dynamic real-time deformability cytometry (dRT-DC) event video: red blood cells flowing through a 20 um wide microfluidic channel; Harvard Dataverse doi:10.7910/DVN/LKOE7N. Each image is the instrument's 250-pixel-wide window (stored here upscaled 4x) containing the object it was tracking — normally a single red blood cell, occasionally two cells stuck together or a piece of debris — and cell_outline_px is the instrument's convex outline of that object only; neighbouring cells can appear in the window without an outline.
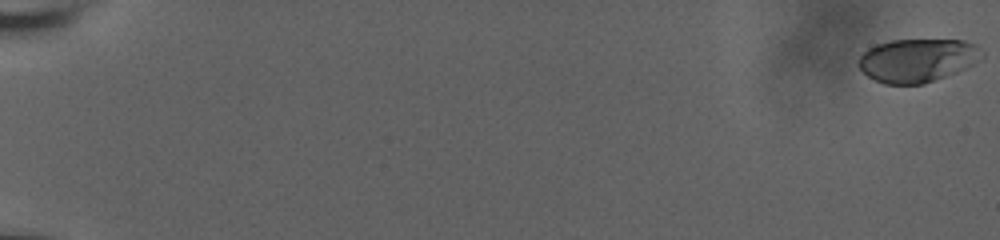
{"species": "human", "species_latin": "Homo sapiens", "temperature_condition": "room temperature", "stored_images_in_passage": 60, "camera_frame_rate_fps": 3000, "um_per_image_px": 0.085, "donor": {"sex": "male"}, "frame": {"image": 1, "passage_image": 1, "time_ms": 0.0, "image_size_px": [1000, 240], "cell_outline_px": [[984, 56], [972, 64], [956, 72], [924, 84], [884, 84], [868, 76], [856, 64], [856, 60], [868, 48], [876, 44], [892, 40], [964, 40], [972, 44], [984, 52]], "centroid_in_image_um": [77.94, 5.12], "position_along_channel_um": 7.1, "area_um2": 31.1}}
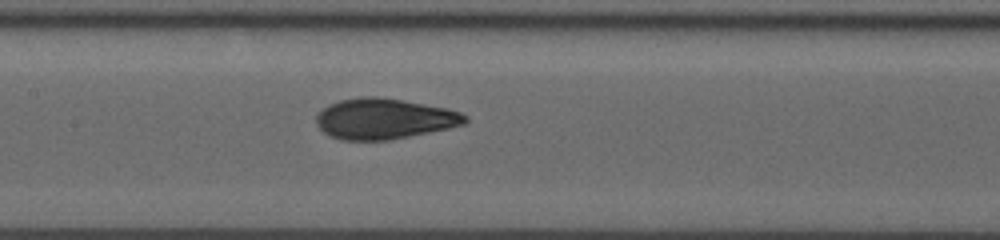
{"frame": {"image": 2, "passage_image": 33, "time_ms": 10.667, "image_size_px": [1000, 240], "cell_outline_px": [[468, 120], [464, 124], [448, 128], [388, 140], [344, 140], [332, 136], [324, 132], [316, 124], [316, 116], [328, 104], [340, 100], [360, 96], [376, 96], [448, 108], [460, 112], [468, 116]], "centroid_in_image_um": [32.65, 10.08], "position_along_channel_um": 174.7, "area_um2": 34.97}}
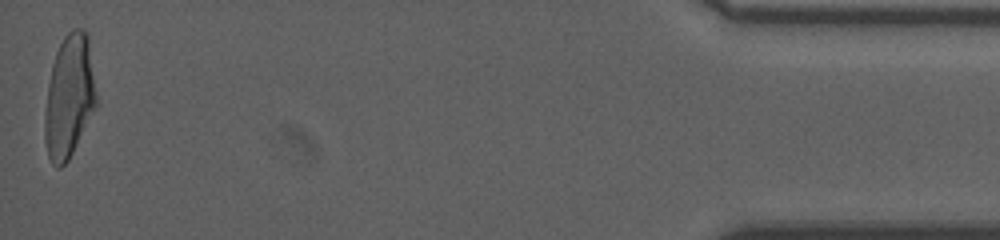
{"frame": {"image": 3, "passage_image": 60, "time_ms": 19.667, "image_size_px": [1000, 240], "cell_outline_px": [[96, 108], [68, 160], [60, 168], [56, 168], [52, 164], [48, 156], [44, 140], [44, 112], [48, 84], [52, 64], [56, 52], [64, 36], [72, 28], [80, 28], [88, 32], [96, 96]], "centroid_in_image_um": [5.87, 8.21], "position_along_channel_um": 429.3, "area_um2": 37.05}, "authors_computed_cell_mechanics": {"area_um2": 34.6222, "velocity_mm_per_s": 3.7395, "shape_relaxation_time_tau1_ms": 7.1402, "shape_relaxation_time_tau2_ms": 0.8919, "deformation_change_tau1": 0.2194, "deformation_change_tau2": 0.0598}}